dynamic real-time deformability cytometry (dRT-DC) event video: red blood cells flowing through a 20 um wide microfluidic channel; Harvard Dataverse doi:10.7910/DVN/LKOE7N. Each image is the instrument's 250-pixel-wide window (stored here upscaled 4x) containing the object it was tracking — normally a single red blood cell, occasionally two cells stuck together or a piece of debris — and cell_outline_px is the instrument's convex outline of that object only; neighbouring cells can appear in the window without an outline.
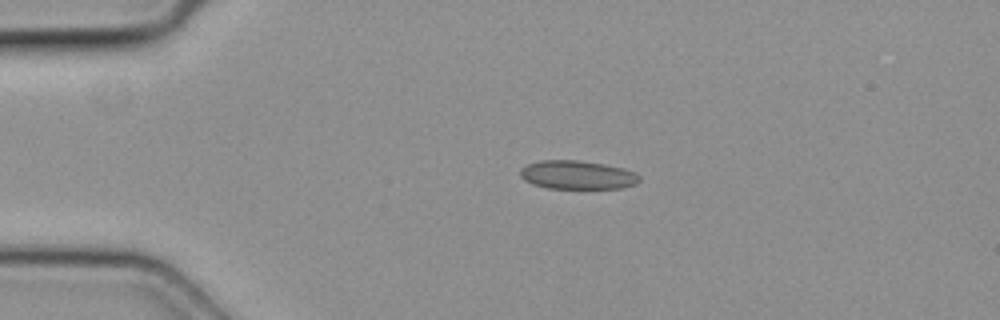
{"species": "common noctule bat (a hibernating species)", "species_latin": "Nyctalus noctula", "temperature_condition": "cold", "stored_images_in_passage": 3, "camera_frame_rate_fps": 3000, "um_per_image_px": 0.085, "animal": {"sex": "female", "body_mass_g": 19.3, "forearm_length_mm": 54.1}, "frame": {"image": 1, "passage_image": 2, "time_ms": 0.333, "image_size_px": [1000, 320], "cell_outline_px": [[640, 180], [636, 184], [620, 188], [548, 188], [532, 184], [524, 180], [520, 176], [520, 168], [528, 164], [540, 160], [580, 160], [604, 164], [624, 168], [636, 172], [640, 176]], "centroid_in_image_um": [49.08, 14.86], "position_along_channel_um": 35.9, "area_um2": 20.0}}